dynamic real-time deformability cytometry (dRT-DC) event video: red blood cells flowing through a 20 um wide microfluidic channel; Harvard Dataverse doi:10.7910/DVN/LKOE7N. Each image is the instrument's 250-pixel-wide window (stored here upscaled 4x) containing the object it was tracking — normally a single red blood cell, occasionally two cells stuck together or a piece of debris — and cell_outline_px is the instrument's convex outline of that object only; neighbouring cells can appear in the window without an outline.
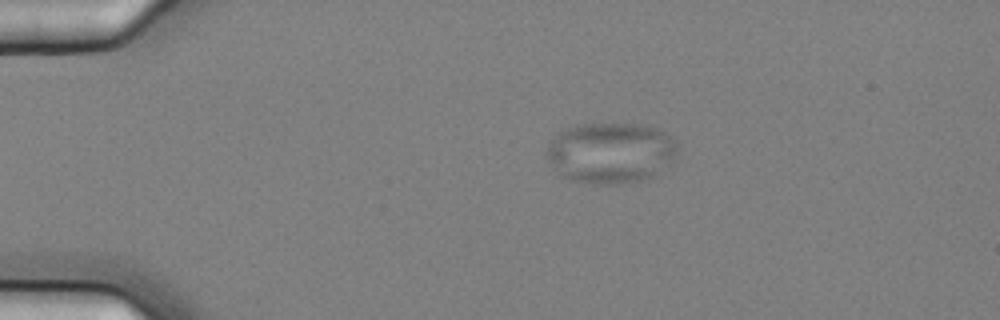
{"species": "common noctule bat (a hibernating species)", "species_latin": "Nyctalus noctula", "temperature_condition": "cold", "stored_images_in_passage": 6, "camera_frame_rate_fps": 3000, "um_per_image_px": 0.085, "animal": {"sex": "female", "body_mass_g": 25.1}, "frame": {"image": 1, "passage_image": 1, "time_ms": 0.0, "image_size_px": [1000, 320], "cell_outline_px": [[676, 152], [656, 176], [640, 180], [616, 184], [592, 184], [572, 180], [556, 176], [548, 160], [548, 144], [560, 132], [568, 128], [580, 124], [644, 124], [656, 128], [664, 132], [676, 144]], "centroid_in_image_um": [51.85, 13.0], "position_along_channel_um": 33.2, "area_um2": 46.18}}
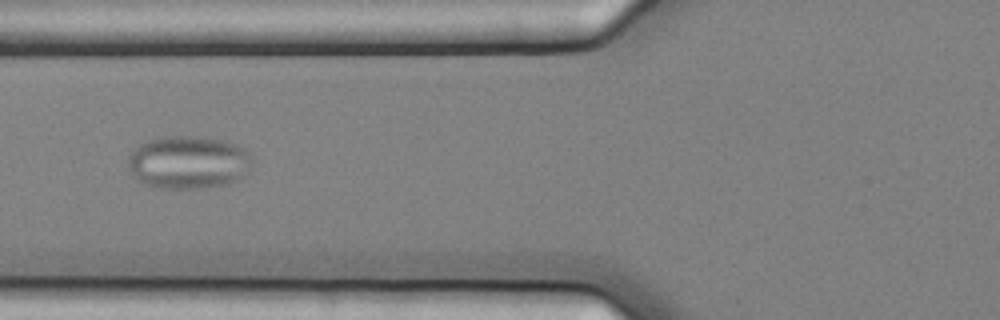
{"frame": {"image": 2, "passage_image": 4, "time_ms": 1.0, "image_size_px": [1000, 320], "cell_outline_px": [[252, 160], [248, 176], [240, 180], [228, 184], [204, 188], [156, 188], [132, 176], [128, 164], [128, 156], [140, 144], [156, 136], [196, 136], [220, 140], [236, 144], [244, 148], [252, 156]], "centroid_in_image_um": [16.05, 13.8], "position_along_channel_um": 109.7, "area_um2": 38.78}}